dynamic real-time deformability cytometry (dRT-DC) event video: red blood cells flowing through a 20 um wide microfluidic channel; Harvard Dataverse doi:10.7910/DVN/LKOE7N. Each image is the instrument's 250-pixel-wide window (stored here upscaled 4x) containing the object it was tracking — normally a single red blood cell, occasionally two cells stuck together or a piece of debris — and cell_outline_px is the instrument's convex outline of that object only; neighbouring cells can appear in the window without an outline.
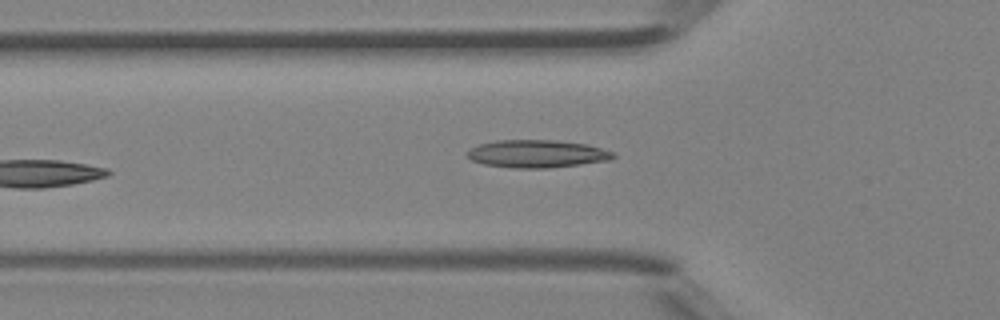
{"species": "Egyptian fruit bat (a non-hibernating species)", "species_latin": "Rousettus aegyptiacus", "temperature_condition": "room temperature", "stored_images_in_passage": 5, "camera_frame_rate_fps": 3000, "um_per_image_px": 0.085, "animal": {"sex": "female"}, "frame": {"image": 1, "passage_image": 5, "time_ms": 1.333, "image_size_px": [1000, 320], "cell_outline_px": [[616, 156], [612, 160], [548, 168], [516, 168], [484, 164], [472, 160], [468, 156], [468, 152], [472, 148], [480, 144], [496, 140], [556, 140], [588, 144], [616, 152]], "centroid_in_image_um": [45.73, 13.07], "position_along_channel_um": 80.1, "area_um2": 23.58}}